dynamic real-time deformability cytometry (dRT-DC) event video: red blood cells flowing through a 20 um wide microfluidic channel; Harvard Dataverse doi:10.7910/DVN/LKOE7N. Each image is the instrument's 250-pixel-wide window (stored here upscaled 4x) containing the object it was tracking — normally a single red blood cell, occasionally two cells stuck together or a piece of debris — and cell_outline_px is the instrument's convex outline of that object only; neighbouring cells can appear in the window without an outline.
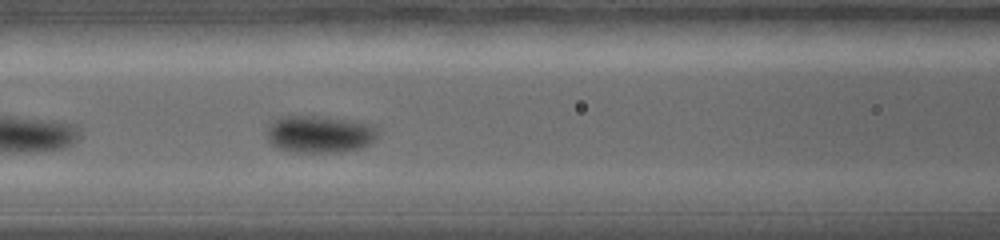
{"species": "common noctule bat (a hibernating species)", "species_latin": "Nyctalus noctula", "temperature_condition": "warm", "stored_images_in_passage": 30, "camera_frame_rate_fps": 5000, "um_per_image_px": 0.085, "animal": {"sex": "female", "body_mass_g": 19.0, "forearm_length_mm": 56.7}, "frame": {"image": 1, "passage_image": 14, "time_ms": 2.4, "image_size_px": [1000, 240], "cell_outline_px": [[376, 136], [364, 148], [344, 152], [296, 152], [280, 148], [272, 144], [268, 140], [268, 124], [272, 120], [280, 116], [320, 116], [356, 120], [372, 124], [376, 128]], "centroid_in_image_um": [27.18, 11.39], "position_along_channel_um": 139.4, "area_um2": 24.28}}
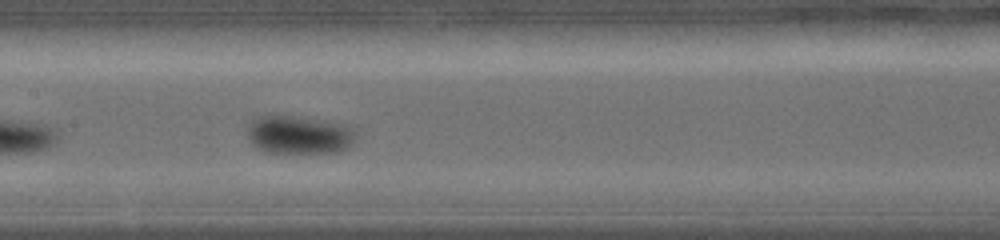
{"frame": {"image": 2, "passage_image": 18, "time_ms": 3.2, "image_size_px": [1000, 240], "cell_outline_px": [[356, 132], [352, 144], [336, 152], [268, 152], [256, 148], [248, 140], [248, 128], [252, 120], [256, 116], [304, 116], [328, 120], [348, 124]], "centroid_in_image_um": [25.43, 11.43], "position_along_channel_um": 182.0, "area_um2": 24.39}}
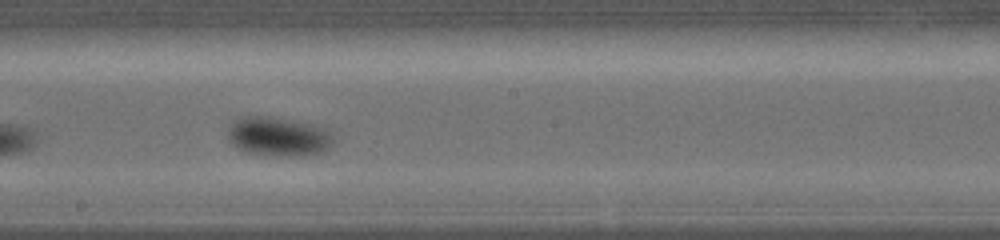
{"frame": {"image": 3, "passage_image": 22, "time_ms": 4.0, "image_size_px": [1000, 240], "cell_outline_px": [[332, 144], [328, 148], [320, 152], [300, 156], [276, 156], [248, 152], [236, 148], [228, 140], [228, 124], [232, 120], [240, 116], [272, 116], [312, 124], [324, 128], [332, 136]], "centroid_in_image_um": [23.58, 11.59], "position_along_channel_um": 224.6, "area_um2": 24.28}}